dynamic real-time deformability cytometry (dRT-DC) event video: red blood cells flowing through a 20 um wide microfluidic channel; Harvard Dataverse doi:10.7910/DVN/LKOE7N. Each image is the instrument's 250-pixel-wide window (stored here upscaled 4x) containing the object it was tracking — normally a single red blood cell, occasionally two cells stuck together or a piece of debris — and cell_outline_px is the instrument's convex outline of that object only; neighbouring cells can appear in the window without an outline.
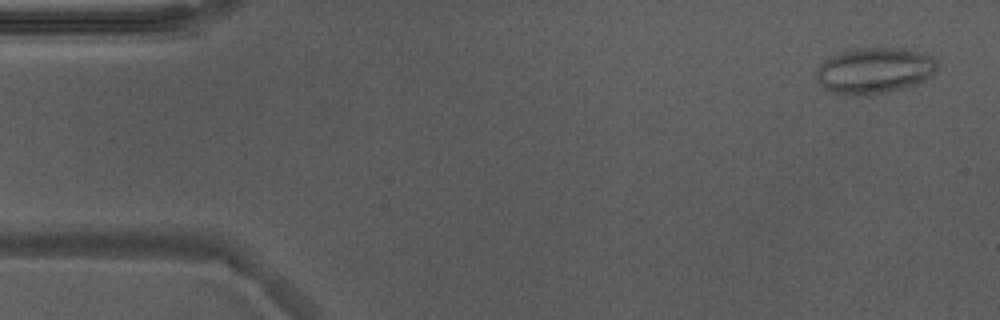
{"species": "Egyptian fruit bat (a non-hibernating species)", "species_latin": "Rousettus aegyptiacus", "temperature_condition": "warm", "stored_images_in_passage": 52, "camera_frame_rate_fps": 3000, "um_per_image_px": 0.085, "animal": {"sex": "male"}, "frame": {"image": 1, "passage_image": 2, "time_ms": 0.333, "image_size_px": [1000, 320], "cell_outline_px": [[936, 68], [932, 76], [924, 80], [904, 88], [888, 92], [868, 96], [852, 96], [828, 92], [816, 80], [816, 68], [828, 56], [856, 48], [904, 48], [932, 56], [936, 60]], "centroid_in_image_um": [74.27, 6.02], "position_along_channel_um": 10.7, "area_um2": 32.83}}
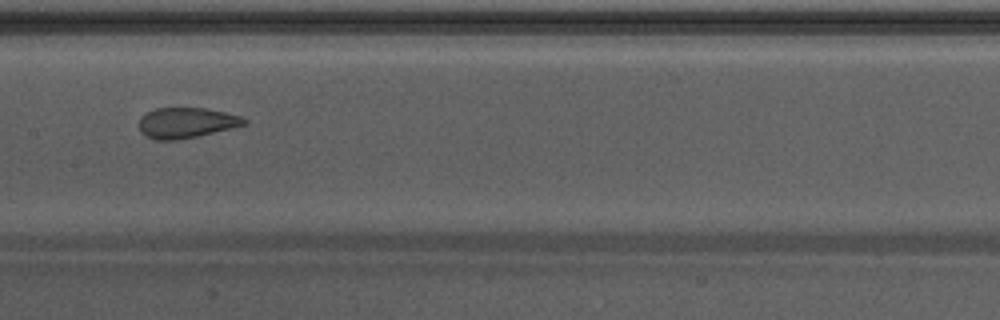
{"frame": {"image": 2, "passage_image": 25, "time_ms": 8.0, "image_size_px": [1000, 320], "cell_outline_px": [[248, 124], [232, 128], [196, 136], [176, 140], [156, 140], [144, 136], [140, 132], [140, 116], [144, 112], [156, 108], [208, 108], [240, 116], [248, 120]], "centroid_in_image_um": [15.81, 10.43], "position_along_channel_um": 191.6, "area_um2": 18.79}}
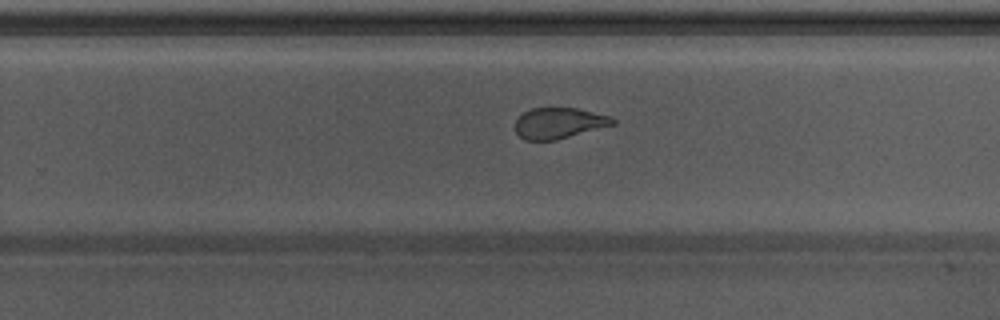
{"frame": {"image": 3, "passage_image": 32, "time_ms": 10.333, "image_size_px": [1000, 320], "cell_outline_px": [[616, 124], [556, 140], [524, 140], [516, 132], [516, 120], [524, 112], [532, 108], [576, 108], [608, 116], [616, 120]], "centroid_in_image_um": [47.51, 10.47], "position_along_channel_um": 282.3, "area_um2": 17.34}, "authors_computed_cell_mechanics": {"area_um2": 20.7213, "velocity_mm_per_s": 3.9068, "shape_relaxation_time_tau1_ms": null, "shape_relaxation_time_tau2_ms": 1.4475, "deformation_change_tau1": null, "deformation_change_tau2": 0.0931}}